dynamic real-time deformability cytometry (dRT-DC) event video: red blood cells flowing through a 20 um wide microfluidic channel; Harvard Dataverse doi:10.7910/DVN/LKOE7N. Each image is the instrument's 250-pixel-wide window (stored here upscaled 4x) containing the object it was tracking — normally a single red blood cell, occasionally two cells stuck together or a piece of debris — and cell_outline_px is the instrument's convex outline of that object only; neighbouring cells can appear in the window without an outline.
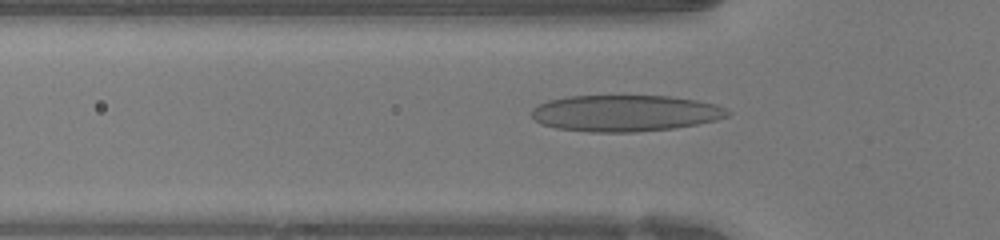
{"species": "human", "species_latin": "Homo sapiens", "temperature_condition": "warm", "stored_images_in_passage": 33, "camera_frame_rate_fps": 3000, "um_per_image_px": 0.085, "donor": {"sex": "female"}, "frame": {"image": 1, "passage_image": 6, "time_ms": 1.667, "image_size_px": [1000, 240], "cell_outline_px": [[732, 112], [728, 116], [716, 120], [676, 128], [636, 132], [588, 132], [556, 128], [540, 124], [532, 116], [532, 108], [548, 100], [568, 96], [668, 96], [696, 100], [716, 104], [728, 108]], "centroid_in_image_um": [53.16, 9.62], "position_along_channel_um": 72.6, "area_um2": 41.79}}
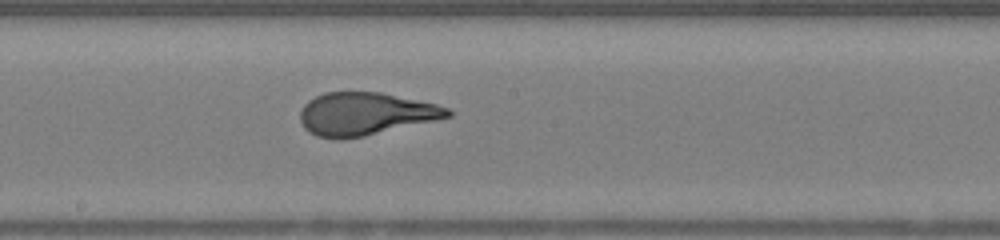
{"frame": {"image": 2, "passage_image": 16, "time_ms": 5.0, "image_size_px": [1000, 240], "cell_outline_px": [[452, 116], [436, 120], [364, 136], [340, 140], [336, 140], [316, 136], [308, 132], [304, 128], [300, 120], [300, 112], [304, 104], [308, 100], [324, 92], [380, 92], [436, 104], [448, 108], [452, 112]], "centroid_in_image_um": [31.01, 9.69], "position_along_channel_um": 217.2, "area_um2": 36.82}}
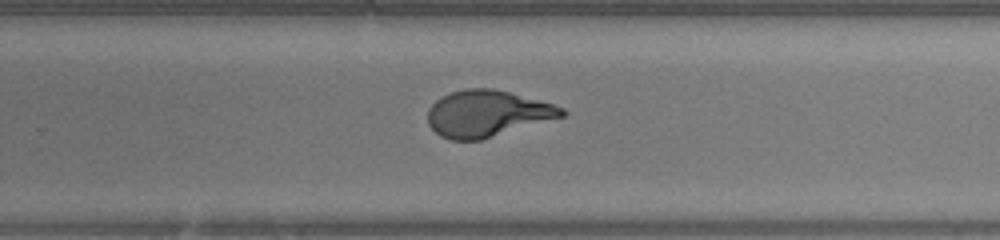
{"frame": {"image": 3, "passage_image": 21, "time_ms": 6.667, "image_size_px": [1000, 240], "cell_outline_px": [[568, 112], [564, 116], [480, 140], [452, 140], [440, 136], [428, 124], [428, 108], [436, 100], [452, 92], [468, 88], [492, 88], [508, 92], [552, 104], [564, 108]], "centroid_in_image_um": [41.4, 9.66], "position_along_channel_um": 288.4, "area_um2": 35.84}, "authors_computed_cell_mechanics": {"area_um2": 36.992, "velocity_mm_per_s": 4.3013, "shape_relaxation_time_tau1_ms": 8.0369, "shape_relaxation_time_tau2_ms": null, "deformation_change_tau1": 0.3705, "deformation_change_tau2": null}}